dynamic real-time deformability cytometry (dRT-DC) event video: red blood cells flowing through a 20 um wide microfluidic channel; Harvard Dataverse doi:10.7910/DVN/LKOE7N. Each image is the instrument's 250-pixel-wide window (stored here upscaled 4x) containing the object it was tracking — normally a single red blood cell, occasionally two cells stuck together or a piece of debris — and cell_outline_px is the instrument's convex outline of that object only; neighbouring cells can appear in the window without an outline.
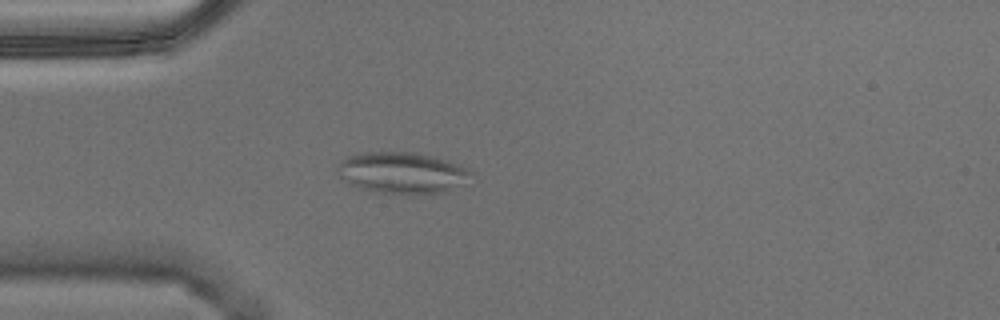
{"species": "Egyptian fruit bat (a non-hibernating species)", "species_latin": "Rousettus aegyptiacus", "temperature_condition": "warm", "stored_images_in_passage": 3, "camera_frame_rate_fps": 3000, "um_per_image_px": 0.085, "animal": {"sex": "male"}, "frame": {"image": 1, "passage_image": 3, "time_ms": 0.667, "image_size_px": [1000, 320], "cell_outline_px": [[472, 172], [460, 184], [444, 192], [372, 192], [360, 188], [352, 184], [340, 176], [340, 164], [348, 156], [368, 152], [416, 152], [448, 160], [460, 164], [468, 168]], "centroid_in_image_um": [34.19, 14.65], "position_along_channel_um": 50.8, "area_um2": 31.04}}